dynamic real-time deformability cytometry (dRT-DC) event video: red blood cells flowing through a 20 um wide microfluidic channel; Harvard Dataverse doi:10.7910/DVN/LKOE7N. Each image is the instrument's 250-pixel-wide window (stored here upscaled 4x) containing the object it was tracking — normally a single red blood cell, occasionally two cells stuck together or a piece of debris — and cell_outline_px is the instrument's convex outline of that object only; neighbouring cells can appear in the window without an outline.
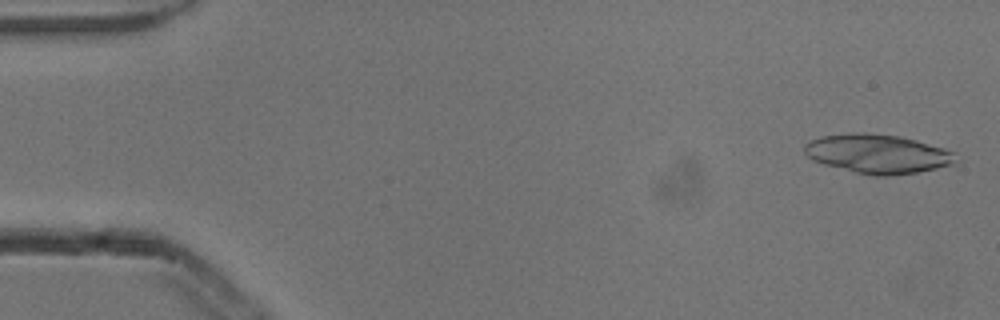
{"species": "common noctule bat (a hibernating species)", "species_latin": "Nyctalus noctula", "temperature_condition": "cold", "stored_images_in_passage": 9, "segment_of_instrument_passage": [1, 2], "camera_frame_rate_fps": 3000, "um_per_image_px": 0.085, "animal": {"sex": "male", "body_mass_g": 13.3}, "frame": {"image": 1, "passage_image": 1, "time_ms": 0.0, "image_size_px": [1000, 320], "cell_outline_px": [[960, 164], [916, 172], [888, 176], [872, 176], [824, 164], [812, 160], [804, 152], [804, 144], [808, 140], [820, 136], [856, 132], [864, 132], [900, 136], [916, 140], [944, 148], [956, 152]], "centroid_in_image_um": [74.65, 13.07], "position_along_channel_um": 10.4, "area_um2": 34.91}}